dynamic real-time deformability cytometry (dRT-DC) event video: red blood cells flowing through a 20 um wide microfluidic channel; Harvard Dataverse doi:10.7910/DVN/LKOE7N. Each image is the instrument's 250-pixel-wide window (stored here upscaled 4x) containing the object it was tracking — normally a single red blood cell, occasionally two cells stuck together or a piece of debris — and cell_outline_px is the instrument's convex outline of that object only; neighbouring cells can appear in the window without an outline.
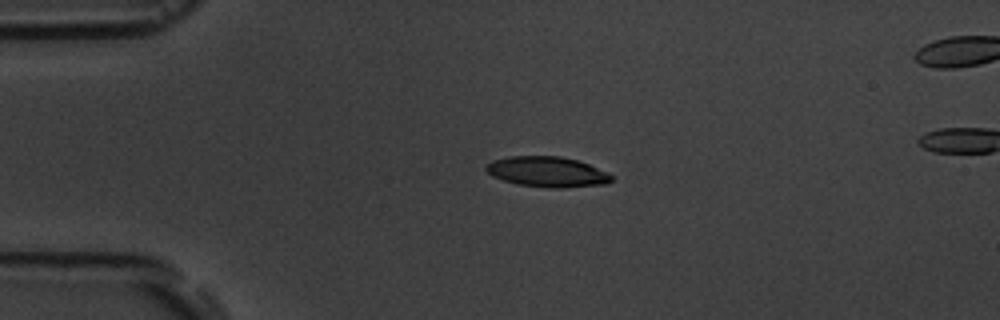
{"species": "common noctule bat (a hibernating species)", "species_latin": "Nyctalus noctula", "temperature_condition": "room temperature", "stored_images_in_passage": 3, "camera_frame_rate_fps": 3000, "um_per_image_px": 0.085, "animal": {"sex": "male", "body_mass_g": 19.5, "forearm_length_mm": 54.6}, "frame": {"image": 1, "passage_image": 1, "time_ms": 0.0, "image_size_px": [1000, 320], "cell_outline_px": [[612, 180], [608, 184], [560, 188], [552, 188], [516, 184], [492, 176], [484, 168], [492, 160], [508, 156], [560, 156], [576, 160], [588, 164], [608, 172], [612, 176]], "centroid_in_image_um": [46.52, 14.6], "position_along_channel_um": 38.5, "area_um2": 22.2}}